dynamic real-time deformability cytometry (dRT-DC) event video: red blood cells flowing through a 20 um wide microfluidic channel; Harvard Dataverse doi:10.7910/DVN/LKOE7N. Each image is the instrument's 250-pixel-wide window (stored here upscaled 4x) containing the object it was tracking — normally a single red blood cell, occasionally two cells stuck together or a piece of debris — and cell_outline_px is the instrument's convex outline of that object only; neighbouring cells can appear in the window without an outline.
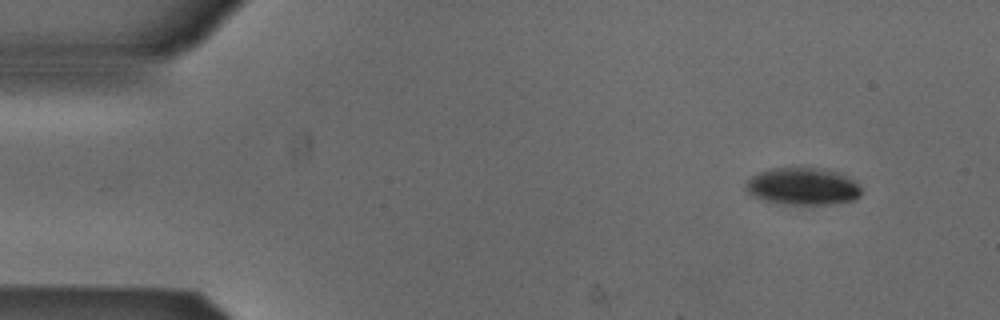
{"species": "Egyptian fruit bat (a non-hibernating species)", "species_latin": "Rousettus aegyptiacus", "temperature_condition": "cold", "stored_images_in_passage": 6, "camera_frame_rate_fps": 3000, "um_per_image_px": 0.085, "animal": {"sex": "male"}, "frame": {"image": 1, "passage_image": 1, "time_ms": 0.0, "image_size_px": [1000, 320], "cell_outline_px": [[864, 192], [860, 196], [852, 200], [828, 204], [788, 204], [764, 200], [752, 196], [744, 188], [744, 184], [752, 176], [760, 172], [772, 168], [828, 168], [844, 172], [856, 180]], "centroid_in_image_um": [68.3, 15.82], "position_along_channel_um": 16.7, "area_um2": 25.49}}
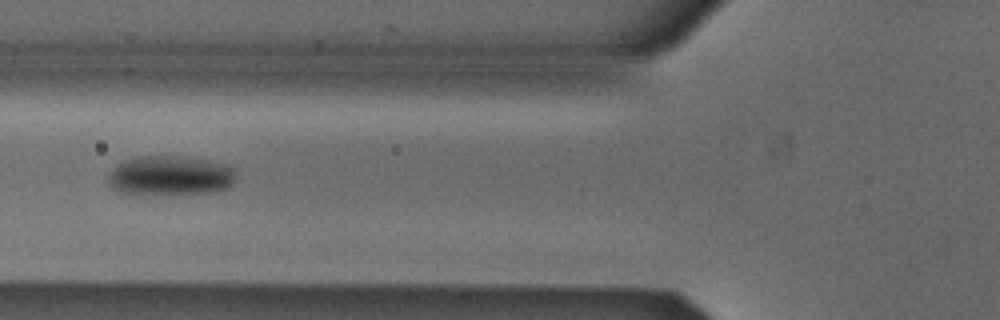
{"frame": {"image": 2, "passage_image": 5, "time_ms": 1.333, "image_size_px": [1000, 320], "cell_outline_px": [[236, 180], [228, 188], [216, 192], [120, 192], [108, 184], [108, 176], [112, 168], [116, 164], [124, 160], [140, 156], [188, 156], [232, 164], [236, 168]], "centroid_in_image_um": [14.57, 14.87], "position_along_channel_um": 111.2, "area_um2": 29.42}}
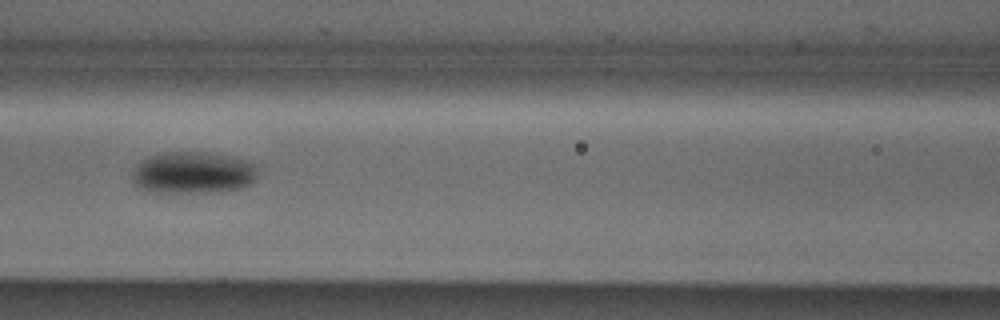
{"frame": {"image": 3, "passage_image": 6, "time_ms": 1.667, "image_size_px": [1000, 320], "cell_outline_px": [[256, 180], [252, 184], [240, 188], [220, 192], [148, 192], [136, 188], [132, 184], [132, 168], [140, 160], [148, 156], [168, 152], [204, 152], [244, 160], [256, 164]], "centroid_in_image_um": [16.33, 14.7], "position_along_channel_um": 150.3, "area_um2": 31.04}}